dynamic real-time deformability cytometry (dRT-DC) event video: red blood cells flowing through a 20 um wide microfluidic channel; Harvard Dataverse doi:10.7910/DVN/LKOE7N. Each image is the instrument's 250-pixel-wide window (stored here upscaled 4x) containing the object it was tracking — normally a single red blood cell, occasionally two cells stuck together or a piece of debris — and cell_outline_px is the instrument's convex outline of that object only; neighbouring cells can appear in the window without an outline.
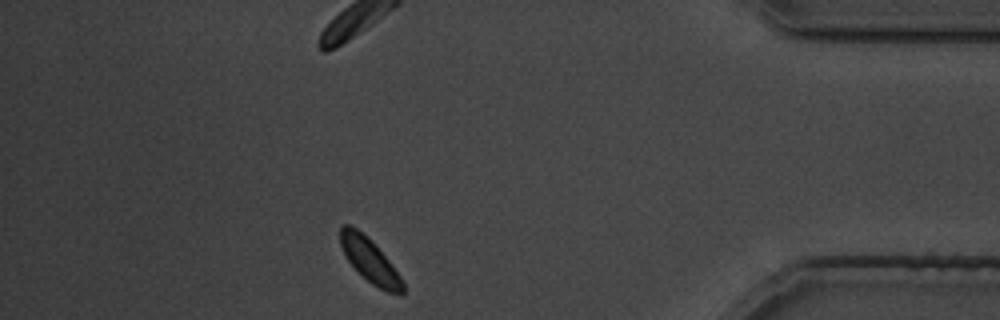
{"species": "common noctule bat (a hibernating species)", "species_latin": "Nyctalus noctula", "temperature_condition": "cold", "stored_images_in_passage": 29, "camera_frame_rate_fps": 3000, "um_per_image_px": 0.085, "animal": {"sex": "male", "body_mass_g": 19.5, "forearm_length_mm": 54.6}, "frame": {"image": 1, "passage_image": 25, "time_ms": 28.667, "image_size_px": [1000, 320], "cell_outline_px": [[404, 292], [400, 296], [388, 292], [372, 284], [344, 256], [340, 244], [340, 224], [352, 224], [368, 236], [372, 240], [388, 260], [400, 276], [404, 284]], "centroid_in_image_um": [31.42, 22.09], "position_along_channel_um": 403.8, "area_um2": 16.01}}